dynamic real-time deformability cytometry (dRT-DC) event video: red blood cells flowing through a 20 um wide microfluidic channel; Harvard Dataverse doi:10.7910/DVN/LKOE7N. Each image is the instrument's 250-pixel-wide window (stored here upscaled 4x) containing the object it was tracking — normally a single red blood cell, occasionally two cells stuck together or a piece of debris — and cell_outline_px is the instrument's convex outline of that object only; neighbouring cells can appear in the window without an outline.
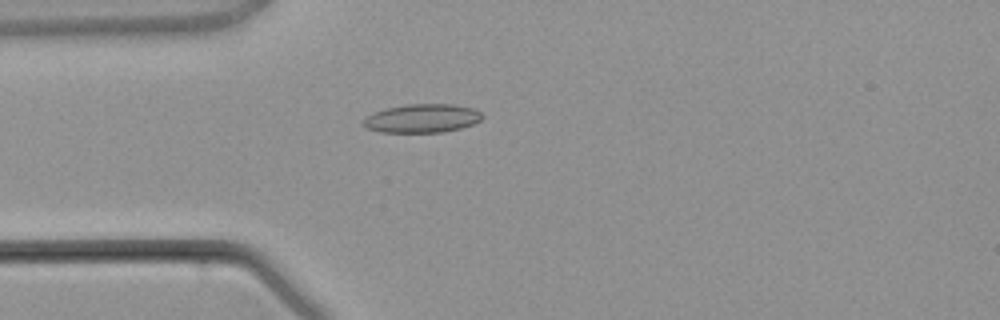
{"species": "common noctule bat (a hibernating species)", "species_latin": "Nyctalus noctula", "temperature_condition": "warm", "stored_images_in_passage": 1, "camera_frame_rate_fps": 3000, "um_per_image_px": 0.085, "animal": {"sex": "male", "body_mass_g": 21.5, "forearm_length_mm": 52.0}, "frame": {"image": 1, "passage_image": 1, "time_ms": 0.0, "image_size_px": [1000, 320], "cell_outline_px": [[484, 116], [480, 120], [472, 124], [460, 128], [444, 132], [380, 132], [368, 128], [360, 124], [364, 116], [372, 112], [388, 108], [408, 104], [456, 104], [472, 108], [480, 112]], "centroid_in_image_um": [35.84, 10.05], "position_along_channel_um": 49.2, "area_um2": 19.94}}